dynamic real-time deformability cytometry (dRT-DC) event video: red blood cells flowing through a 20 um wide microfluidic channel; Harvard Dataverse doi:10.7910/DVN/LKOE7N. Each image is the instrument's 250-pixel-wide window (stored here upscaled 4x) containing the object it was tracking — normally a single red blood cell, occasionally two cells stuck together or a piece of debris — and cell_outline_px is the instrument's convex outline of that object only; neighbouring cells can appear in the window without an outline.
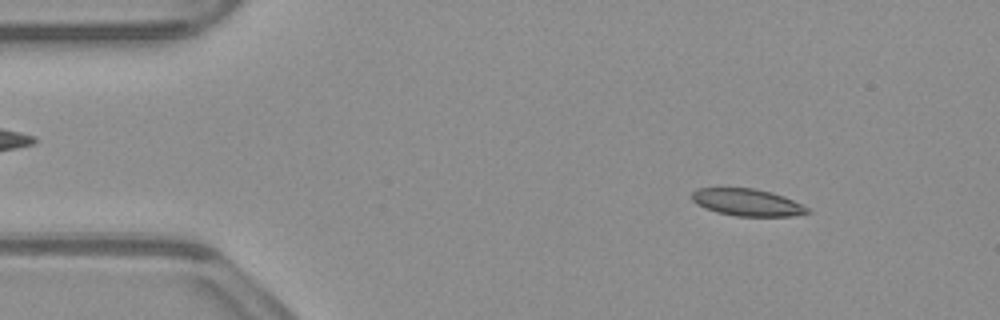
{"species": "common noctule bat (a hibernating species)", "species_latin": "Nyctalus noctula", "temperature_condition": "warm", "stored_images_in_passage": 50, "camera_frame_rate_fps": 3000, "um_per_image_px": 0.085, "animal": {"sex": "male", "body_mass_g": 23.1, "forearm_length_mm": 52.7}, "frame": {"image": 1, "passage_image": 4, "time_ms": 1.0, "image_size_px": [1000, 320], "cell_outline_px": [[812, 212], [792, 216], [736, 216], [716, 212], [704, 208], [696, 204], [692, 200], [692, 192], [696, 188], [756, 188], [772, 192], [784, 196], [808, 208]], "centroid_in_image_um": [63.49, 17.2], "position_along_channel_um": 21.5, "area_um2": 18.32}}
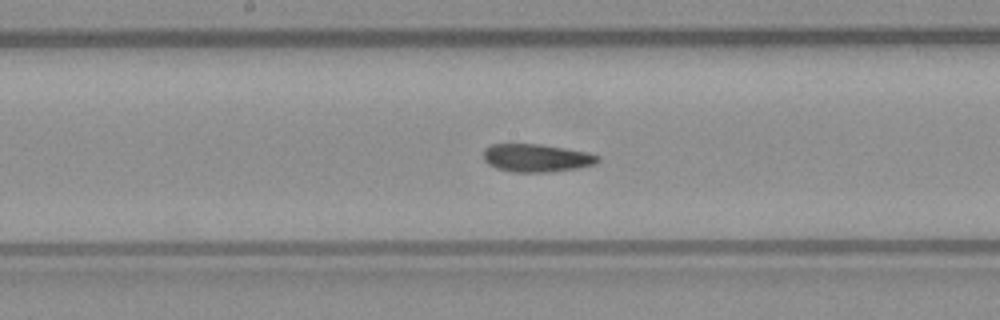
{"frame": {"image": 2, "passage_image": 24, "time_ms": 7.667, "image_size_px": [1000, 320], "cell_outline_px": [[600, 160], [596, 164], [576, 168], [548, 172], [512, 172], [496, 168], [488, 164], [484, 160], [484, 148], [492, 144], [540, 144], [588, 152], [600, 156]], "centroid_in_image_um": [45.6, 13.42], "position_along_channel_um": 202.6, "area_um2": 18.67}}
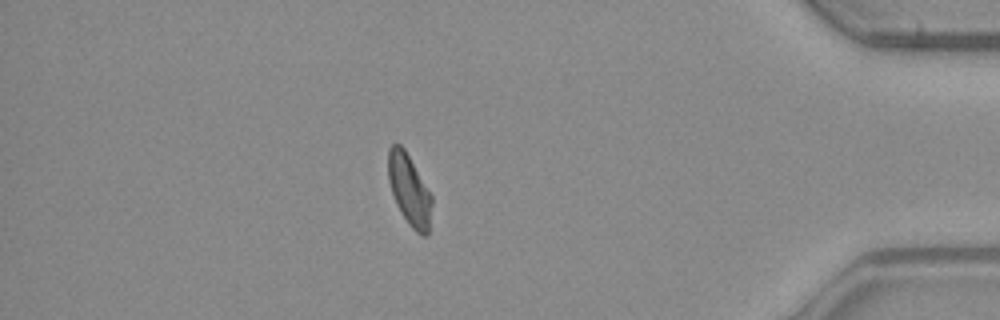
{"frame": {"image": 3, "passage_image": 43, "time_ms": 14.0, "image_size_px": [1000, 320], "cell_outline_px": [[432, 204], [428, 232], [424, 236], [420, 236], [408, 224], [396, 204], [388, 180], [388, 148], [392, 144], [400, 144], [404, 148], [432, 196]], "centroid_in_image_um": [34.78, 16.15], "position_along_channel_um": 400.4, "area_um2": 17.92}, "authors_computed_cell_mechanics": {"area_um2": 18.7272, "velocity_mm_per_s": 3.8528, "shape_relaxation_time_tau1_ms": null, "shape_relaxation_time_tau2_ms": 3.9718, "deformation_change_tau1": null, "deformation_change_tau2": 0.087}}